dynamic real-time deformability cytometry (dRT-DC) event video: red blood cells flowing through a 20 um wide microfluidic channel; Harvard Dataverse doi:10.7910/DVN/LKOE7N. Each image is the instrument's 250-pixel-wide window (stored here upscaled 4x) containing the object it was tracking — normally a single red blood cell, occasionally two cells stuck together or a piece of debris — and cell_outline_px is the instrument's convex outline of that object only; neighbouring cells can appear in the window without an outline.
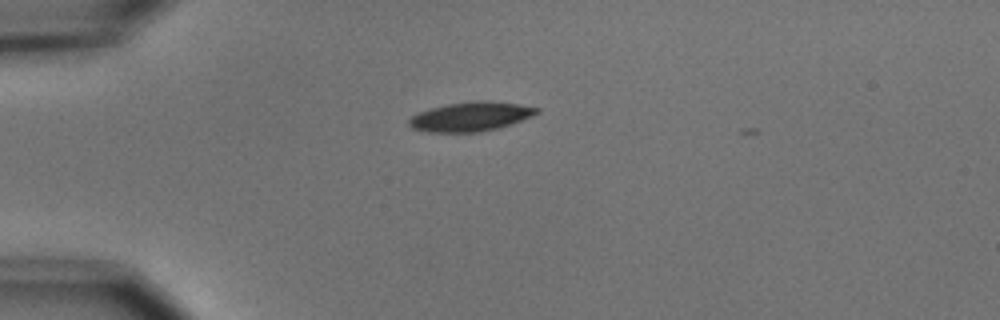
{"species": "common noctule bat (a hibernating species)", "species_latin": "Nyctalus noctula", "temperature_condition": "cold", "stored_images_in_passage": 2, "camera_frame_rate_fps": 3000, "um_per_image_px": 0.085, "animal": {"sex": "male", "body_mass_g": 15.6}, "frame": {"image": 1, "passage_image": 1, "time_ms": 0.0, "image_size_px": [1000, 320], "cell_outline_px": [[540, 112], [512, 124], [480, 132], [428, 132], [412, 128], [408, 124], [408, 120], [412, 116], [428, 108], [448, 104], [480, 100], [488, 100], [516, 104], [540, 108]], "centroid_in_image_um": [39.99, 9.91], "position_along_channel_um": 45.0, "area_um2": 21.68}}